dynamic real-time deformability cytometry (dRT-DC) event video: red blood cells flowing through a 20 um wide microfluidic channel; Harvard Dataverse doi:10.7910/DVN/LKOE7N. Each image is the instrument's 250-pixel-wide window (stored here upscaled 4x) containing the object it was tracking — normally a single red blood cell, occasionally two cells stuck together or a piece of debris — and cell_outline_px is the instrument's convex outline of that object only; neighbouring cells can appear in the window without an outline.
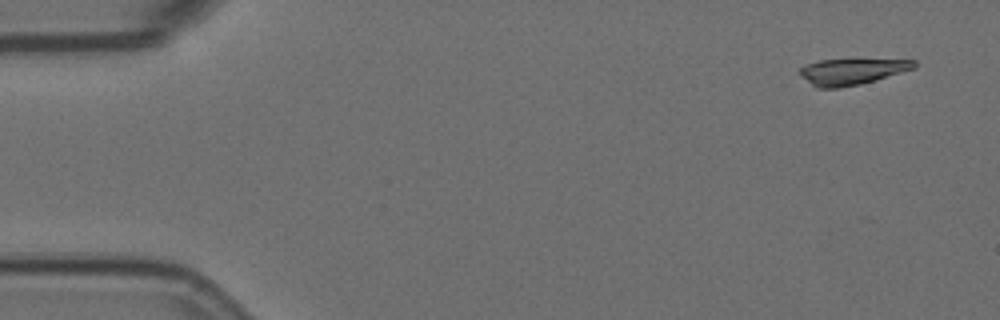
{"species": "Egyptian fruit bat (a non-hibernating species)", "species_latin": "Rousettus aegyptiacus", "temperature_condition": "room temperature", "stored_images_in_passage": 6, "camera_frame_rate_fps": 3000, "um_per_image_px": 0.085, "animal": {"sex": "female"}, "frame": {"image": 1, "passage_image": 1, "time_ms": 0.0, "image_size_px": [1000, 320], "cell_outline_px": [[916, 68], [876, 80], [860, 84], [840, 88], [816, 88], [800, 76], [796, 72], [800, 68], [808, 64], [820, 60], [916, 60]], "centroid_in_image_um": [72.37, 6.1], "position_along_channel_um": 12.6, "area_um2": 17.34}}
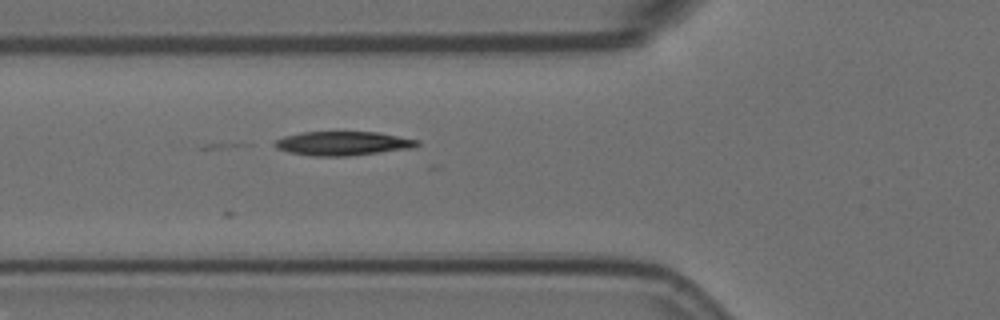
{"frame": {"image": 2, "passage_image": 6, "time_ms": 1.667, "image_size_px": [1000, 320], "cell_outline_px": [[420, 144], [412, 148], [348, 156], [312, 156], [288, 152], [276, 148], [268, 144], [284, 136], [300, 132], [376, 132], [420, 140]], "centroid_in_image_um": [29.08, 12.19], "position_along_channel_um": 96.7, "area_um2": 20.06}}